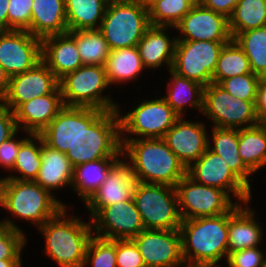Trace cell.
Returning a JSON list of instances; mask_svg holds the SVG:
<instances>
[{
	"label": "cell",
	"mask_w": 266,
	"mask_h": 267,
	"mask_svg": "<svg viewBox=\"0 0 266 267\" xmlns=\"http://www.w3.org/2000/svg\"><path fill=\"white\" fill-rule=\"evenodd\" d=\"M252 202L235 204L229 210L228 254L239 250L262 246L266 226L257 217ZM253 207V208H252ZM263 227V228H262Z\"/></svg>",
	"instance_id": "cell-21"
},
{
	"label": "cell",
	"mask_w": 266,
	"mask_h": 267,
	"mask_svg": "<svg viewBox=\"0 0 266 267\" xmlns=\"http://www.w3.org/2000/svg\"><path fill=\"white\" fill-rule=\"evenodd\" d=\"M59 87L64 106L117 110L103 66L82 65L60 78Z\"/></svg>",
	"instance_id": "cell-6"
},
{
	"label": "cell",
	"mask_w": 266,
	"mask_h": 267,
	"mask_svg": "<svg viewBox=\"0 0 266 267\" xmlns=\"http://www.w3.org/2000/svg\"><path fill=\"white\" fill-rule=\"evenodd\" d=\"M132 240L137 245L146 267H186L179 229H144Z\"/></svg>",
	"instance_id": "cell-15"
},
{
	"label": "cell",
	"mask_w": 266,
	"mask_h": 267,
	"mask_svg": "<svg viewBox=\"0 0 266 267\" xmlns=\"http://www.w3.org/2000/svg\"><path fill=\"white\" fill-rule=\"evenodd\" d=\"M186 175L196 183L222 189L237 204L255 200L253 190L231 170L222 157L209 148L186 169Z\"/></svg>",
	"instance_id": "cell-13"
},
{
	"label": "cell",
	"mask_w": 266,
	"mask_h": 267,
	"mask_svg": "<svg viewBox=\"0 0 266 267\" xmlns=\"http://www.w3.org/2000/svg\"><path fill=\"white\" fill-rule=\"evenodd\" d=\"M150 26L148 10L134 0H110L99 30L114 50L137 46Z\"/></svg>",
	"instance_id": "cell-8"
},
{
	"label": "cell",
	"mask_w": 266,
	"mask_h": 267,
	"mask_svg": "<svg viewBox=\"0 0 266 267\" xmlns=\"http://www.w3.org/2000/svg\"><path fill=\"white\" fill-rule=\"evenodd\" d=\"M175 190L182 220L222 215L236 204L222 189L196 183L187 175Z\"/></svg>",
	"instance_id": "cell-11"
},
{
	"label": "cell",
	"mask_w": 266,
	"mask_h": 267,
	"mask_svg": "<svg viewBox=\"0 0 266 267\" xmlns=\"http://www.w3.org/2000/svg\"><path fill=\"white\" fill-rule=\"evenodd\" d=\"M83 267H117L116 240L93 235L87 245Z\"/></svg>",
	"instance_id": "cell-40"
},
{
	"label": "cell",
	"mask_w": 266,
	"mask_h": 267,
	"mask_svg": "<svg viewBox=\"0 0 266 267\" xmlns=\"http://www.w3.org/2000/svg\"><path fill=\"white\" fill-rule=\"evenodd\" d=\"M179 117L162 138L187 169L208 148L209 123Z\"/></svg>",
	"instance_id": "cell-17"
},
{
	"label": "cell",
	"mask_w": 266,
	"mask_h": 267,
	"mask_svg": "<svg viewBox=\"0 0 266 267\" xmlns=\"http://www.w3.org/2000/svg\"><path fill=\"white\" fill-rule=\"evenodd\" d=\"M120 158H102L73 167L71 191L84 205L102 185L110 168Z\"/></svg>",
	"instance_id": "cell-31"
},
{
	"label": "cell",
	"mask_w": 266,
	"mask_h": 267,
	"mask_svg": "<svg viewBox=\"0 0 266 267\" xmlns=\"http://www.w3.org/2000/svg\"><path fill=\"white\" fill-rule=\"evenodd\" d=\"M78 47L83 65H105L109 56L107 41L99 29L68 31Z\"/></svg>",
	"instance_id": "cell-36"
},
{
	"label": "cell",
	"mask_w": 266,
	"mask_h": 267,
	"mask_svg": "<svg viewBox=\"0 0 266 267\" xmlns=\"http://www.w3.org/2000/svg\"><path fill=\"white\" fill-rule=\"evenodd\" d=\"M0 267H24L23 260H0Z\"/></svg>",
	"instance_id": "cell-52"
},
{
	"label": "cell",
	"mask_w": 266,
	"mask_h": 267,
	"mask_svg": "<svg viewBox=\"0 0 266 267\" xmlns=\"http://www.w3.org/2000/svg\"><path fill=\"white\" fill-rule=\"evenodd\" d=\"M247 73H252L249 59L232 39L230 42L224 44L219 53L212 82L218 84L221 80Z\"/></svg>",
	"instance_id": "cell-38"
},
{
	"label": "cell",
	"mask_w": 266,
	"mask_h": 267,
	"mask_svg": "<svg viewBox=\"0 0 266 267\" xmlns=\"http://www.w3.org/2000/svg\"><path fill=\"white\" fill-rule=\"evenodd\" d=\"M228 19L232 36L266 26V0H239Z\"/></svg>",
	"instance_id": "cell-37"
},
{
	"label": "cell",
	"mask_w": 266,
	"mask_h": 267,
	"mask_svg": "<svg viewBox=\"0 0 266 267\" xmlns=\"http://www.w3.org/2000/svg\"><path fill=\"white\" fill-rule=\"evenodd\" d=\"M9 0H0V31L8 30Z\"/></svg>",
	"instance_id": "cell-50"
},
{
	"label": "cell",
	"mask_w": 266,
	"mask_h": 267,
	"mask_svg": "<svg viewBox=\"0 0 266 267\" xmlns=\"http://www.w3.org/2000/svg\"><path fill=\"white\" fill-rule=\"evenodd\" d=\"M136 179L130 164L121 157L109 170L106 179L84 204L91 219L101 208L128 201L133 197Z\"/></svg>",
	"instance_id": "cell-20"
},
{
	"label": "cell",
	"mask_w": 266,
	"mask_h": 267,
	"mask_svg": "<svg viewBox=\"0 0 266 267\" xmlns=\"http://www.w3.org/2000/svg\"><path fill=\"white\" fill-rule=\"evenodd\" d=\"M200 0H158L149 10L151 26L175 27Z\"/></svg>",
	"instance_id": "cell-39"
},
{
	"label": "cell",
	"mask_w": 266,
	"mask_h": 267,
	"mask_svg": "<svg viewBox=\"0 0 266 267\" xmlns=\"http://www.w3.org/2000/svg\"><path fill=\"white\" fill-rule=\"evenodd\" d=\"M30 135L28 132L18 130L8 140L2 142L0 145V169H3V174L9 173L13 169L19 148ZM1 178L2 176H0Z\"/></svg>",
	"instance_id": "cell-45"
},
{
	"label": "cell",
	"mask_w": 266,
	"mask_h": 267,
	"mask_svg": "<svg viewBox=\"0 0 266 267\" xmlns=\"http://www.w3.org/2000/svg\"><path fill=\"white\" fill-rule=\"evenodd\" d=\"M208 148L223 158L231 170L251 189L255 175L242 162L239 151V129L210 126ZM252 176V177H251Z\"/></svg>",
	"instance_id": "cell-28"
},
{
	"label": "cell",
	"mask_w": 266,
	"mask_h": 267,
	"mask_svg": "<svg viewBox=\"0 0 266 267\" xmlns=\"http://www.w3.org/2000/svg\"><path fill=\"white\" fill-rule=\"evenodd\" d=\"M200 116L206 117V122L212 123L210 126L219 128L241 129L259 124L255 113V101L234 98L213 82L204 87Z\"/></svg>",
	"instance_id": "cell-10"
},
{
	"label": "cell",
	"mask_w": 266,
	"mask_h": 267,
	"mask_svg": "<svg viewBox=\"0 0 266 267\" xmlns=\"http://www.w3.org/2000/svg\"><path fill=\"white\" fill-rule=\"evenodd\" d=\"M117 267H146L139 249L132 239L116 240Z\"/></svg>",
	"instance_id": "cell-46"
},
{
	"label": "cell",
	"mask_w": 266,
	"mask_h": 267,
	"mask_svg": "<svg viewBox=\"0 0 266 267\" xmlns=\"http://www.w3.org/2000/svg\"><path fill=\"white\" fill-rule=\"evenodd\" d=\"M39 135L44 144L66 154L78 138V107L64 106Z\"/></svg>",
	"instance_id": "cell-30"
},
{
	"label": "cell",
	"mask_w": 266,
	"mask_h": 267,
	"mask_svg": "<svg viewBox=\"0 0 266 267\" xmlns=\"http://www.w3.org/2000/svg\"><path fill=\"white\" fill-rule=\"evenodd\" d=\"M122 157L137 182L175 187L186 175L185 166L162 138L120 139Z\"/></svg>",
	"instance_id": "cell-5"
},
{
	"label": "cell",
	"mask_w": 266,
	"mask_h": 267,
	"mask_svg": "<svg viewBox=\"0 0 266 267\" xmlns=\"http://www.w3.org/2000/svg\"><path fill=\"white\" fill-rule=\"evenodd\" d=\"M41 39L27 30L0 31V65L12 77L41 61Z\"/></svg>",
	"instance_id": "cell-16"
},
{
	"label": "cell",
	"mask_w": 266,
	"mask_h": 267,
	"mask_svg": "<svg viewBox=\"0 0 266 267\" xmlns=\"http://www.w3.org/2000/svg\"><path fill=\"white\" fill-rule=\"evenodd\" d=\"M160 93L154 92V98L145 96L146 99L143 98L141 102L139 100L130 105L127 112H124L122 103L118 104L120 139L164 137L179 116Z\"/></svg>",
	"instance_id": "cell-7"
},
{
	"label": "cell",
	"mask_w": 266,
	"mask_h": 267,
	"mask_svg": "<svg viewBox=\"0 0 266 267\" xmlns=\"http://www.w3.org/2000/svg\"><path fill=\"white\" fill-rule=\"evenodd\" d=\"M177 40L230 42L229 19L201 4L194 6L175 26Z\"/></svg>",
	"instance_id": "cell-18"
},
{
	"label": "cell",
	"mask_w": 266,
	"mask_h": 267,
	"mask_svg": "<svg viewBox=\"0 0 266 267\" xmlns=\"http://www.w3.org/2000/svg\"><path fill=\"white\" fill-rule=\"evenodd\" d=\"M64 207L74 208L76 205L66 204L61 197L56 198L35 181L0 179V212L10 214L1 220L11 229L25 232L24 227L15 222L17 220L24 224L28 222L37 229Z\"/></svg>",
	"instance_id": "cell-1"
},
{
	"label": "cell",
	"mask_w": 266,
	"mask_h": 267,
	"mask_svg": "<svg viewBox=\"0 0 266 267\" xmlns=\"http://www.w3.org/2000/svg\"><path fill=\"white\" fill-rule=\"evenodd\" d=\"M133 200L147 230H176L182 219L175 187L136 182Z\"/></svg>",
	"instance_id": "cell-9"
},
{
	"label": "cell",
	"mask_w": 266,
	"mask_h": 267,
	"mask_svg": "<svg viewBox=\"0 0 266 267\" xmlns=\"http://www.w3.org/2000/svg\"><path fill=\"white\" fill-rule=\"evenodd\" d=\"M238 151L242 162L254 175L266 170V124L239 129Z\"/></svg>",
	"instance_id": "cell-32"
},
{
	"label": "cell",
	"mask_w": 266,
	"mask_h": 267,
	"mask_svg": "<svg viewBox=\"0 0 266 267\" xmlns=\"http://www.w3.org/2000/svg\"><path fill=\"white\" fill-rule=\"evenodd\" d=\"M33 0H9L8 30H27L31 33Z\"/></svg>",
	"instance_id": "cell-43"
},
{
	"label": "cell",
	"mask_w": 266,
	"mask_h": 267,
	"mask_svg": "<svg viewBox=\"0 0 266 267\" xmlns=\"http://www.w3.org/2000/svg\"><path fill=\"white\" fill-rule=\"evenodd\" d=\"M104 68L113 93V87L118 86L120 93L125 90L126 85L129 86L128 84L132 82L138 86L136 90H142L137 83L141 82L143 72H147V70L142 63L137 46L110 50Z\"/></svg>",
	"instance_id": "cell-26"
},
{
	"label": "cell",
	"mask_w": 266,
	"mask_h": 267,
	"mask_svg": "<svg viewBox=\"0 0 266 267\" xmlns=\"http://www.w3.org/2000/svg\"><path fill=\"white\" fill-rule=\"evenodd\" d=\"M224 265V267H265V248L257 246L229 253Z\"/></svg>",
	"instance_id": "cell-44"
},
{
	"label": "cell",
	"mask_w": 266,
	"mask_h": 267,
	"mask_svg": "<svg viewBox=\"0 0 266 267\" xmlns=\"http://www.w3.org/2000/svg\"><path fill=\"white\" fill-rule=\"evenodd\" d=\"M10 76L5 69L0 65V101L6 95L9 88Z\"/></svg>",
	"instance_id": "cell-51"
},
{
	"label": "cell",
	"mask_w": 266,
	"mask_h": 267,
	"mask_svg": "<svg viewBox=\"0 0 266 267\" xmlns=\"http://www.w3.org/2000/svg\"><path fill=\"white\" fill-rule=\"evenodd\" d=\"M232 39L249 59L252 73L266 78V26L236 33Z\"/></svg>",
	"instance_id": "cell-35"
},
{
	"label": "cell",
	"mask_w": 266,
	"mask_h": 267,
	"mask_svg": "<svg viewBox=\"0 0 266 267\" xmlns=\"http://www.w3.org/2000/svg\"><path fill=\"white\" fill-rule=\"evenodd\" d=\"M173 31L176 32L175 27L150 26L137 44L142 63L152 75L164 67V71L172 69L177 42Z\"/></svg>",
	"instance_id": "cell-22"
},
{
	"label": "cell",
	"mask_w": 266,
	"mask_h": 267,
	"mask_svg": "<svg viewBox=\"0 0 266 267\" xmlns=\"http://www.w3.org/2000/svg\"><path fill=\"white\" fill-rule=\"evenodd\" d=\"M239 0H200V4L229 18Z\"/></svg>",
	"instance_id": "cell-48"
},
{
	"label": "cell",
	"mask_w": 266,
	"mask_h": 267,
	"mask_svg": "<svg viewBox=\"0 0 266 267\" xmlns=\"http://www.w3.org/2000/svg\"><path fill=\"white\" fill-rule=\"evenodd\" d=\"M255 113L259 124H266V78H261L258 84Z\"/></svg>",
	"instance_id": "cell-49"
},
{
	"label": "cell",
	"mask_w": 266,
	"mask_h": 267,
	"mask_svg": "<svg viewBox=\"0 0 266 267\" xmlns=\"http://www.w3.org/2000/svg\"><path fill=\"white\" fill-rule=\"evenodd\" d=\"M72 177L73 166L67 155L50 148L43 143L41 138V166L34 181L57 198L63 189L66 192L69 188V193L72 194Z\"/></svg>",
	"instance_id": "cell-24"
},
{
	"label": "cell",
	"mask_w": 266,
	"mask_h": 267,
	"mask_svg": "<svg viewBox=\"0 0 266 267\" xmlns=\"http://www.w3.org/2000/svg\"><path fill=\"white\" fill-rule=\"evenodd\" d=\"M141 7L146 10H149L158 0H134Z\"/></svg>",
	"instance_id": "cell-53"
},
{
	"label": "cell",
	"mask_w": 266,
	"mask_h": 267,
	"mask_svg": "<svg viewBox=\"0 0 266 267\" xmlns=\"http://www.w3.org/2000/svg\"><path fill=\"white\" fill-rule=\"evenodd\" d=\"M31 34L43 39L68 32L65 0H33Z\"/></svg>",
	"instance_id": "cell-29"
},
{
	"label": "cell",
	"mask_w": 266,
	"mask_h": 267,
	"mask_svg": "<svg viewBox=\"0 0 266 267\" xmlns=\"http://www.w3.org/2000/svg\"><path fill=\"white\" fill-rule=\"evenodd\" d=\"M169 78L166 79L165 94L162 97L179 117H188V112L193 110L198 118L203 109V91L204 86L182 77L169 70ZM168 83V84H167ZM190 108V109H189ZM189 110V111H188Z\"/></svg>",
	"instance_id": "cell-27"
},
{
	"label": "cell",
	"mask_w": 266,
	"mask_h": 267,
	"mask_svg": "<svg viewBox=\"0 0 266 267\" xmlns=\"http://www.w3.org/2000/svg\"><path fill=\"white\" fill-rule=\"evenodd\" d=\"M41 59L58 79L83 65L76 41L68 33L41 39Z\"/></svg>",
	"instance_id": "cell-25"
},
{
	"label": "cell",
	"mask_w": 266,
	"mask_h": 267,
	"mask_svg": "<svg viewBox=\"0 0 266 267\" xmlns=\"http://www.w3.org/2000/svg\"><path fill=\"white\" fill-rule=\"evenodd\" d=\"M41 166V136L31 134L20 146L13 169L1 179L34 181Z\"/></svg>",
	"instance_id": "cell-34"
},
{
	"label": "cell",
	"mask_w": 266,
	"mask_h": 267,
	"mask_svg": "<svg viewBox=\"0 0 266 267\" xmlns=\"http://www.w3.org/2000/svg\"><path fill=\"white\" fill-rule=\"evenodd\" d=\"M110 0H65L68 31L99 29Z\"/></svg>",
	"instance_id": "cell-33"
},
{
	"label": "cell",
	"mask_w": 266,
	"mask_h": 267,
	"mask_svg": "<svg viewBox=\"0 0 266 267\" xmlns=\"http://www.w3.org/2000/svg\"><path fill=\"white\" fill-rule=\"evenodd\" d=\"M226 43L177 40L171 70L206 87L212 83L219 53Z\"/></svg>",
	"instance_id": "cell-12"
},
{
	"label": "cell",
	"mask_w": 266,
	"mask_h": 267,
	"mask_svg": "<svg viewBox=\"0 0 266 267\" xmlns=\"http://www.w3.org/2000/svg\"><path fill=\"white\" fill-rule=\"evenodd\" d=\"M28 239L26 232L7 227L0 234V260H22Z\"/></svg>",
	"instance_id": "cell-42"
},
{
	"label": "cell",
	"mask_w": 266,
	"mask_h": 267,
	"mask_svg": "<svg viewBox=\"0 0 266 267\" xmlns=\"http://www.w3.org/2000/svg\"><path fill=\"white\" fill-rule=\"evenodd\" d=\"M72 210L64 207L36 229L44 238L43 256L58 267H83L87 245L93 236L91 220L87 218L85 221L76 212L71 214Z\"/></svg>",
	"instance_id": "cell-3"
},
{
	"label": "cell",
	"mask_w": 266,
	"mask_h": 267,
	"mask_svg": "<svg viewBox=\"0 0 266 267\" xmlns=\"http://www.w3.org/2000/svg\"><path fill=\"white\" fill-rule=\"evenodd\" d=\"M261 77L254 73L237 75L221 80L218 85L234 98L256 101L257 88Z\"/></svg>",
	"instance_id": "cell-41"
},
{
	"label": "cell",
	"mask_w": 266,
	"mask_h": 267,
	"mask_svg": "<svg viewBox=\"0 0 266 267\" xmlns=\"http://www.w3.org/2000/svg\"><path fill=\"white\" fill-rule=\"evenodd\" d=\"M59 87V79L41 60L33 68L10 77L9 88L0 101L13 112L33 98L52 94Z\"/></svg>",
	"instance_id": "cell-19"
},
{
	"label": "cell",
	"mask_w": 266,
	"mask_h": 267,
	"mask_svg": "<svg viewBox=\"0 0 266 267\" xmlns=\"http://www.w3.org/2000/svg\"><path fill=\"white\" fill-rule=\"evenodd\" d=\"M93 235L109 239H133L145 227L133 197L101 208L91 219Z\"/></svg>",
	"instance_id": "cell-14"
},
{
	"label": "cell",
	"mask_w": 266,
	"mask_h": 267,
	"mask_svg": "<svg viewBox=\"0 0 266 267\" xmlns=\"http://www.w3.org/2000/svg\"><path fill=\"white\" fill-rule=\"evenodd\" d=\"M7 228L6 224L0 219V234Z\"/></svg>",
	"instance_id": "cell-54"
},
{
	"label": "cell",
	"mask_w": 266,
	"mask_h": 267,
	"mask_svg": "<svg viewBox=\"0 0 266 267\" xmlns=\"http://www.w3.org/2000/svg\"><path fill=\"white\" fill-rule=\"evenodd\" d=\"M63 107L60 87L52 94L39 96L21 104L14 111L18 130L40 134Z\"/></svg>",
	"instance_id": "cell-23"
},
{
	"label": "cell",
	"mask_w": 266,
	"mask_h": 267,
	"mask_svg": "<svg viewBox=\"0 0 266 267\" xmlns=\"http://www.w3.org/2000/svg\"><path fill=\"white\" fill-rule=\"evenodd\" d=\"M228 227L229 211L182 220L179 231L186 267H223L228 257Z\"/></svg>",
	"instance_id": "cell-4"
},
{
	"label": "cell",
	"mask_w": 266,
	"mask_h": 267,
	"mask_svg": "<svg viewBox=\"0 0 266 267\" xmlns=\"http://www.w3.org/2000/svg\"><path fill=\"white\" fill-rule=\"evenodd\" d=\"M66 155L73 167L102 158H121L117 110L78 107V138Z\"/></svg>",
	"instance_id": "cell-2"
},
{
	"label": "cell",
	"mask_w": 266,
	"mask_h": 267,
	"mask_svg": "<svg viewBox=\"0 0 266 267\" xmlns=\"http://www.w3.org/2000/svg\"><path fill=\"white\" fill-rule=\"evenodd\" d=\"M17 131L14 112L0 102V145Z\"/></svg>",
	"instance_id": "cell-47"
}]
</instances>
